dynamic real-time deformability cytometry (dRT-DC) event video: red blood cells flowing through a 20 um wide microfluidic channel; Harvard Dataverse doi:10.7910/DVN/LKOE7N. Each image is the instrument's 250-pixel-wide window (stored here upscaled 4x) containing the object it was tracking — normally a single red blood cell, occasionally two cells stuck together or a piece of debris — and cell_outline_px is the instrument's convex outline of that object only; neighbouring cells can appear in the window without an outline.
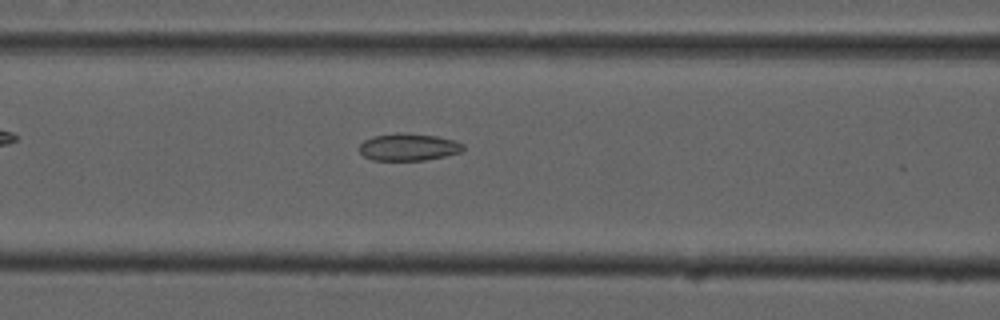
{"species": "common noctule bat (a hibernating species)", "species_latin": "Nyctalus noctula", "temperature_condition": "cold", "stored_images_in_passage": 54, "camera_frame_rate_fps": 3000, "um_per_image_px": 0.085, "animal": {"sex": "male", "forearm_length_mm": 52.5}, "frame": {"image": 1, "passage_image": 23, "time_ms": 7.333, "image_size_px": [1000, 320], "cell_outline_px": [[464, 148], [460, 152], [444, 156], [424, 160], [372, 160], [364, 156], [360, 152], [360, 144], [364, 140], [372, 136], [396, 132], [404, 132], [436, 136], [456, 140], [464, 144]], "centroid_in_image_um": [34.71, 12.48], "position_along_channel_um": 131.9, "area_um2": 16.59}}
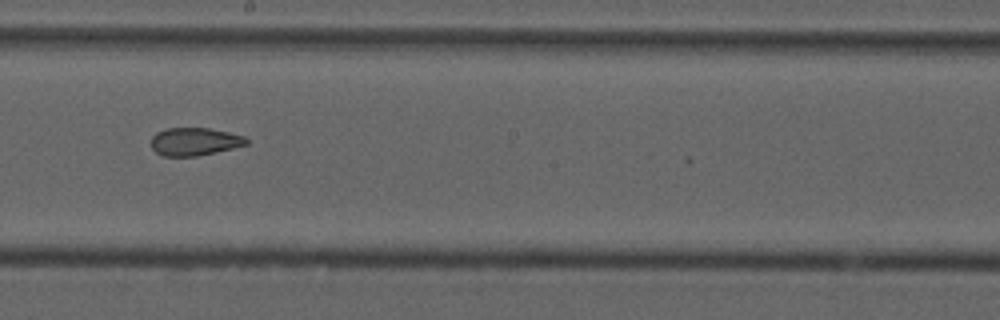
{"frame": {"image": 2, "passage_image": 31, "time_ms": 10.0, "image_size_px": [1000, 320], "cell_outline_px": [[248, 144], [216, 152], [196, 156], [164, 156], [156, 152], [152, 148], [152, 136], [156, 132], [168, 128], [208, 128], [228, 132], [244, 136], [248, 140]], "centroid_in_image_um": [16.53, 12.03], "position_along_channel_um": 231.7, "area_um2": 15.37}}
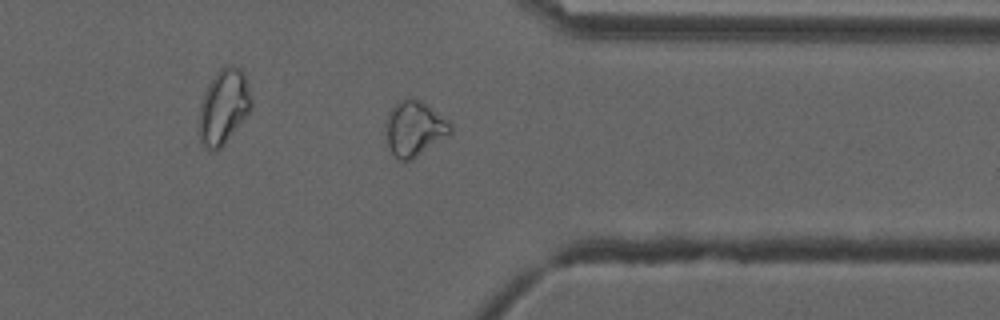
{"frame": {"image": 3, "passage_image": 43, "time_ms": 14.0, "image_size_px": [1000, 320], "cell_outline_px": [[452, 132], [412, 160], [400, 160], [392, 152], [388, 144], [388, 112], [400, 100], [420, 100], [452, 124]], "centroid_in_image_um": [35.25, 10.95], "position_along_channel_um": 376.1, "area_um2": 19.83}, "authors_computed_cell_mechanics": {"area_um2": 19.074, "velocity_mm_per_s": 3.7438, "shape_relaxation_time_tau1_ms": null, "shape_relaxation_time_tau2_ms": 2.7918, "deformation_change_tau1": null, "deformation_change_tau2": 0.0808}}